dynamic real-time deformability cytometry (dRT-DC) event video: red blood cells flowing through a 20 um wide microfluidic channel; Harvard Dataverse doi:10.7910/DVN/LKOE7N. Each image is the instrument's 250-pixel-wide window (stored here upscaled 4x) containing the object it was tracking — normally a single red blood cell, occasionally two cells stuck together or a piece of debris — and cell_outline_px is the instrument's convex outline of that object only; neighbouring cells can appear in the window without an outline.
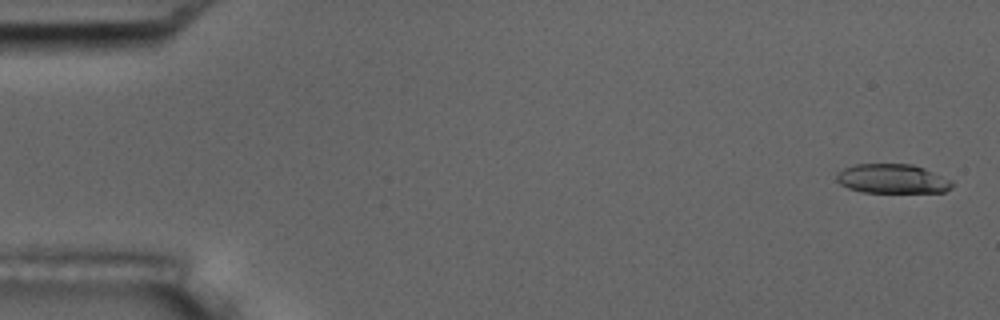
{"species": "common noctule bat (a hibernating species)", "species_latin": "Nyctalus noctula", "temperature_condition": "room temperature", "stored_images_in_passage": 6, "segment_of_instrument_passage": [2, 2], "camera_frame_rate_fps": 3000, "um_per_image_px": 0.085, "animal": {"sex": "male", "body_mass_g": 17.5, "forearm_length_mm": 52.3}, "frame": {"image": 1, "passage_image": 6, "time_ms": 6.333, "image_size_px": [1000, 320], "cell_outline_px": [[952, 188], [944, 192], [860, 192], [848, 188], [840, 184], [836, 180], [836, 172], [844, 168], [856, 164], [912, 164], [924, 168], [952, 180]], "centroid_in_image_um": [75.83, 15.19], "position_along_channel_um": 9.2, "area_um2": 19.83}}